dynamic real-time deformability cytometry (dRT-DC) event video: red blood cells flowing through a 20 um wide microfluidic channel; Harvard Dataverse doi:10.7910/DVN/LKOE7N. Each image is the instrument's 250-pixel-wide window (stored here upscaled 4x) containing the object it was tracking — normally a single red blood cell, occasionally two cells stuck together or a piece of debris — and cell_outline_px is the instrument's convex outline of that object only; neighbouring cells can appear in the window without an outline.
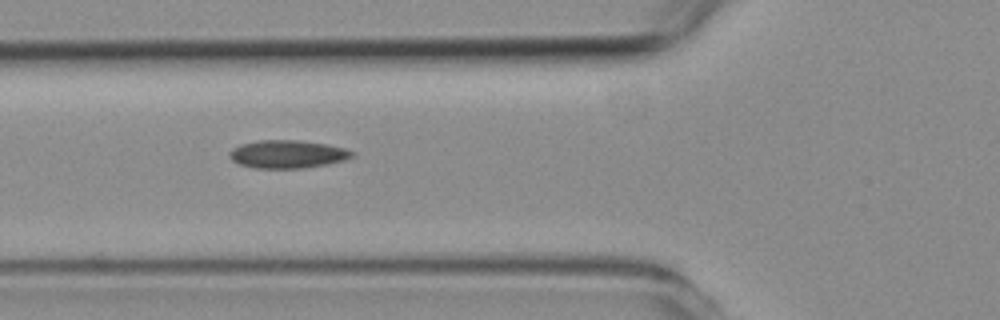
{"species": "common noctule bat (a hibernating species)", "species_latin": "Nyctalus noctula", "temperature_condition": "room temperature", "stored_images_in_passage": 6, "camera_frame_rate_fps": 3000, "um_per_image_px": 0.085, "animal": {"sex": "female", "body_mass_g": 19.3, "forearm_length_mm": 54.1}, "frame": {"image": 1, "passage_image": 6, "time_ms": 5.667, "image_size_px": [1000, 320], "cell_outline_px": [[356, 152], [352, 156], [344, 160], [328, 164], [304, 168], [256, 168], [240, 164], [232, 160], [228, 156], [228, 152], [232, 148], [240, 144], [260, 140], [296, 140], [324, 144], [344, 148]], "centroid_in_image_um": [24.41, 13.1], "position_along_channel_um": 101.4, "area_um2": 19.94}}